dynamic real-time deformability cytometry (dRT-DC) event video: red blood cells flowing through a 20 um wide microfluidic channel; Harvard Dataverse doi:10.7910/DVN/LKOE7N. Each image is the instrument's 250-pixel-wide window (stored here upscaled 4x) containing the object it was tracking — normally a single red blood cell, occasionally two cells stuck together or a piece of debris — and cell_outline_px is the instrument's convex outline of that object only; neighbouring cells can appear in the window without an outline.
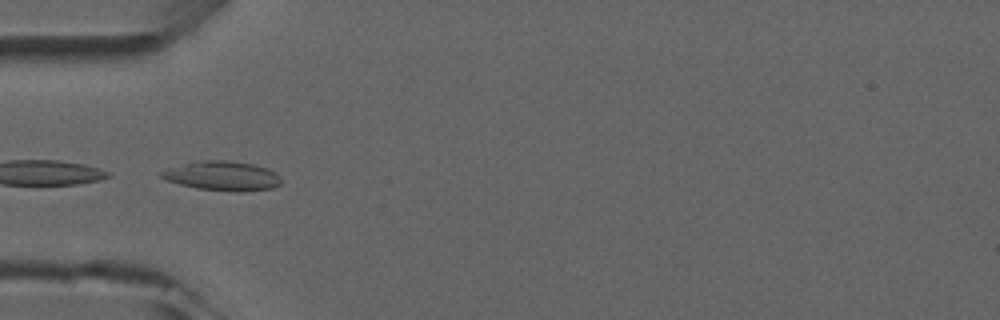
{"species": "common noctule bat (a hibernating species)", "species_latin": "Nyctalus noctula", "temperature_condition": "room temperature", "stored_images_in_passage": 6, "camera_frame_rate_fps": 3000, "um_per_image_px": 0.085, "animal": {"sex": "male", "forearm_length_mm": 52.5}, "frame": {"image": 1, "passage_image": 5, "time_ms": 4.667, "image_size_px": [1000, 320], "cell_outline_px": [[280, 184], [272, 188], [240, 192], [236, 192], [196, 188], [180, 184], [156, 176], [164, 168], [200, 160], [228, 160], [252, 164], [268, 168], [276, 172], [280, 176]], "centroid_in_image_um": [18.87, 14.94], "position_along_channel_um": 66.1, "area_um2": 20.75}}
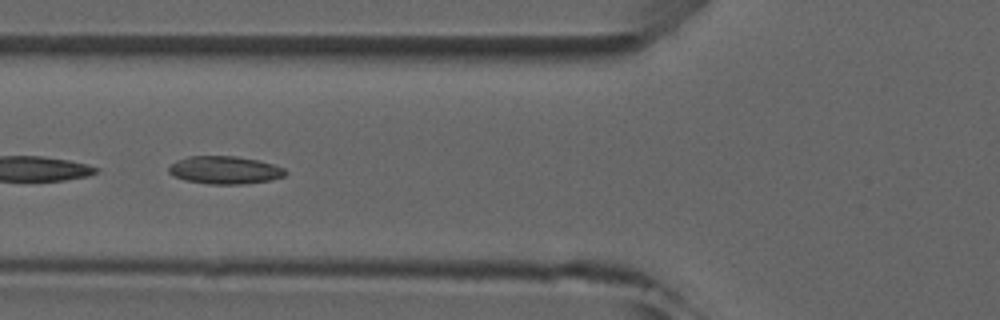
{"frame": {"image": 2, "passage_image": 6, "time_ms": 5.667, "image_size_px": [1000, 320], "cell_outline_px": [[288, 172], [284, 176], [268, 180], [244, 184], [208, 184], [184, 180], [172, 176], [168, 172], [168, 168], [176, 160], [188, 156], [236, 156], [260, 160], [284, 168]], "centroid_in_image_um": [19.08, 14.45], "position_along_channel_um": 106.7, "area_um2": 19.02}}